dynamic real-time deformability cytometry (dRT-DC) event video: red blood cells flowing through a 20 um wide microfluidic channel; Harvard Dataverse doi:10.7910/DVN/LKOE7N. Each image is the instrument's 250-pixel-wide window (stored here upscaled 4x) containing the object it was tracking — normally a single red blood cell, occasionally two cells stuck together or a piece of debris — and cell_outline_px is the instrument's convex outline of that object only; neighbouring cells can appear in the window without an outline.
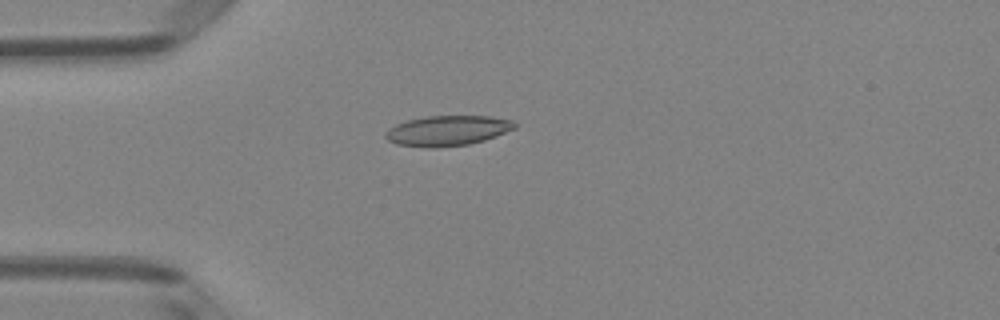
{"species": "Egyptian fruit bat (a non-hibernating species)", "species_latin": "Rousettus aegyptiacus", "temperature_condition": "room temperature", "stored_images_in_passage": 5, "camera_frame_rate_fps": 3000, "um_per_image_px": 0.085, "animal": {"sex": "female"}, "frame": {"image": 1, "passage_image": 4, "time_ms": 1.0, "image_size_px": [1000, 320], "cell_outline_px": [[516, 128], [496, 136], [484, 140], [468, 144], [436, 148], [424, 148], [396, 144], [388, 140], [384, 136], [388, 128], [396, 124], [408, 120], [428, 116], [488, 116], [512, 120], [516, 124]], "centroid_in_image_um": [38.02, 11.11], "position_along_channel_um": 47.0, "area_um2": 22.77}}